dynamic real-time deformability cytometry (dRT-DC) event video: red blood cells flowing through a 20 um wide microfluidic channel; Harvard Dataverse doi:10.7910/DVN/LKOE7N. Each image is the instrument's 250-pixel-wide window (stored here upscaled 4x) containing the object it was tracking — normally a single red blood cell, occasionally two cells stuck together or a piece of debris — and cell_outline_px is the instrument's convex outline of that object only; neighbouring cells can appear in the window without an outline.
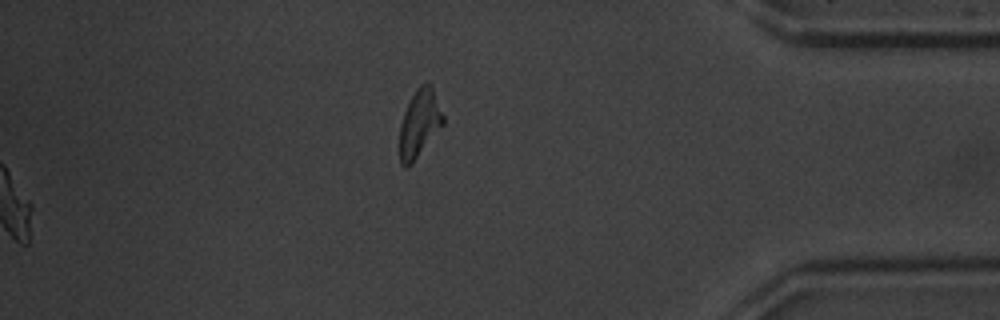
{"species": "common noctule bat (a hibernating species)", "species_latin": "Nyctalus noctula", "temperature_condition": "warm", "stored_images_in_passage": 54, "segment_of_instrument_passage": [2, 2], "camera_frame_rate_fps": 3000, "um_per_image_px": 0.085, "animal": {"sex": "male", "body_mass_g": 20.1, "forearm_length_mm": 53.5}, "frame": {"image": 1, "passage_image": 54, "time_ms": 17.667, "image_size_px": [1000, 320], "cell_outline_px": [[444, 124], [412, 164], [408, 168], [404, 168], [400, 164], [400, 124], [404, 112], [416, 88], [420, 84], [428, 80], [432, 84], [444, 116]], "centroid_in_image_um": [35.67, 10.48], "position_along_channel_um": 399.5, "area_um2": 17.4}}